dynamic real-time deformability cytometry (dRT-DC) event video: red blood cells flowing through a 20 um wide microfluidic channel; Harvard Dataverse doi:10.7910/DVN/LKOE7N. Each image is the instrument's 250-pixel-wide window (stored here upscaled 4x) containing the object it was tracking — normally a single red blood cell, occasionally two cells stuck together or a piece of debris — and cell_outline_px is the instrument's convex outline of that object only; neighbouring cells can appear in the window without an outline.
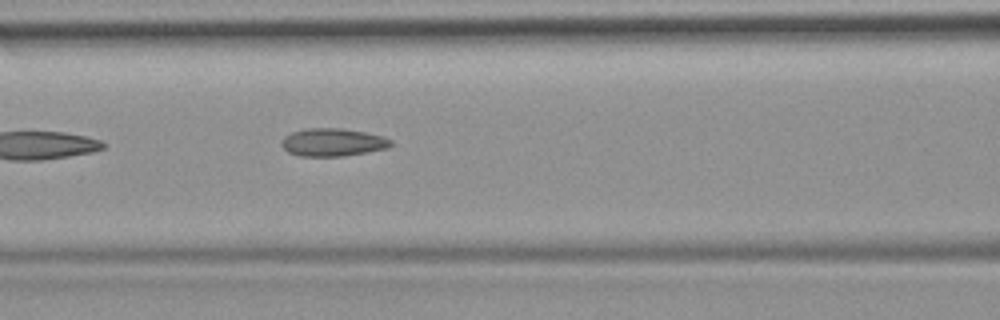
{"species": "common noctule bat (a hibernating species)", "species_latin": "Nyctalus noctula", "temperature_condition": "room temperature", "stored_images_in_passage": 6, "camera_frame_rate_fps": 3000, "um_per_image_px": 0.085, "animal": {"sex": "female", "body_mass_g": 19.9}, "frame": {"image": 1, "passage_image": 6, "time_ms": 7.0, "image_size_px": [1000, 320], "cell_outline_px": [[392, 144], [388, 148], [340, 156], [300, 156], [288, 152], [280, 144], [284, 136], [292, 132], [308, 128], [344, 128], [384, 136], [392, 140]], "centroid_in_image_um": [28.27, 12.08], "position_along_channel_um": 138.3, "area_um2": 17.69}}